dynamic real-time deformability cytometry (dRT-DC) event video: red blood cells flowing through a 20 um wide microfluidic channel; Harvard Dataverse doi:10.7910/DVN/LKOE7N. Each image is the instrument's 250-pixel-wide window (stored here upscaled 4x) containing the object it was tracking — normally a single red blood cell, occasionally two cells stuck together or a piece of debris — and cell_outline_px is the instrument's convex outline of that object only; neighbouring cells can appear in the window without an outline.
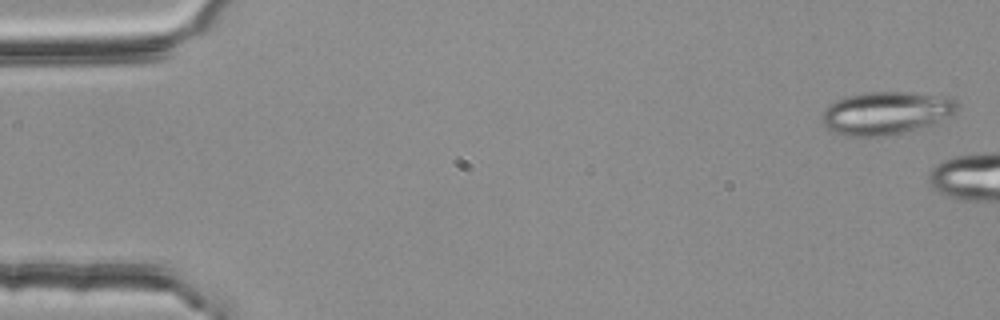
{"species": "common noctule bat (a hibernating species)", "species_latin": "Nyctalus noctula", "temperature_condition": "room temperature", "stored_images_in_passage": 4, "camera_frame_rate_fps": 3000, "um_per_image_px": 0.085, "animal": {"sex": "female", "body_mass_g": 25.1}, "frame": {"image": 1, "passage_image": 1, "time_ms": 0.0, "image_size_px": [1000, 320], "cell_outline_px": [[960, 104], [956, 112], [940, 124], [884, 136], [848, 136], [832, 132], [824, 124], [820, 116], [820, 112], [828, 104], [836, 100], [848, 96], [868, 92], [908, 92], [952, 96]], "centroid_in_image_um": [75.38, 9.6], "position_along_channel_um": 9.6, "area_um2": 34.62}}